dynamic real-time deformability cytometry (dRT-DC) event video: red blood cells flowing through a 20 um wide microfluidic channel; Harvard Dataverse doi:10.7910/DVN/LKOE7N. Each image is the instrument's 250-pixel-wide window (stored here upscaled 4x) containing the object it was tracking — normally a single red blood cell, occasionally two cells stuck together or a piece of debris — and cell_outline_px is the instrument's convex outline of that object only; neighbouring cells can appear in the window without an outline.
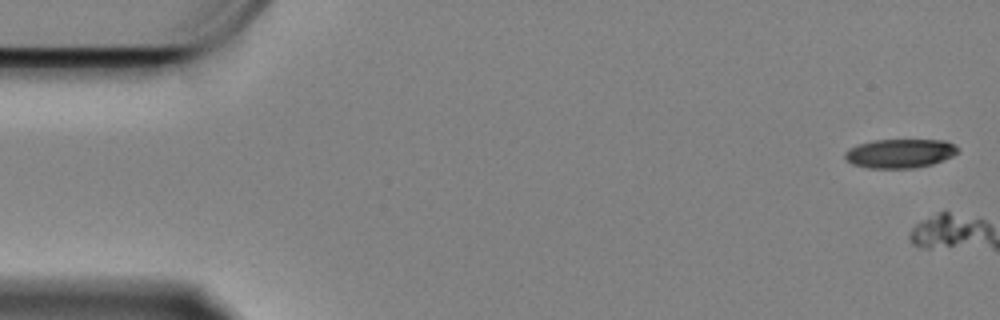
{"species": "Egyptian fruit bat (a non-hibernating species)", "species_latin": "Rousettus aegyptiacus", "temperature_condition": "cold", "stored_images_in_passage": 3, "camera_frame_rate_fps": 3000, "um_per_image_px": 0.085, "animal": {"sex": "female"}, "frame": {"image": 1, "passage_image": 2, "time_ms": 0.333, "image_size_px": [1000, 320], "cell_outline_px": [[960, 152], [952, 156], [932, 164], [916, 168], [868, 168], [852, 164], [844, 160], [844, 152], [848, 148], [872, 140], [944, 140], [960, 148]], "centroid_in_image_um": [76.47, 13.04], "position_along_channel_um": 8.5, "area_um2": 19.25}}